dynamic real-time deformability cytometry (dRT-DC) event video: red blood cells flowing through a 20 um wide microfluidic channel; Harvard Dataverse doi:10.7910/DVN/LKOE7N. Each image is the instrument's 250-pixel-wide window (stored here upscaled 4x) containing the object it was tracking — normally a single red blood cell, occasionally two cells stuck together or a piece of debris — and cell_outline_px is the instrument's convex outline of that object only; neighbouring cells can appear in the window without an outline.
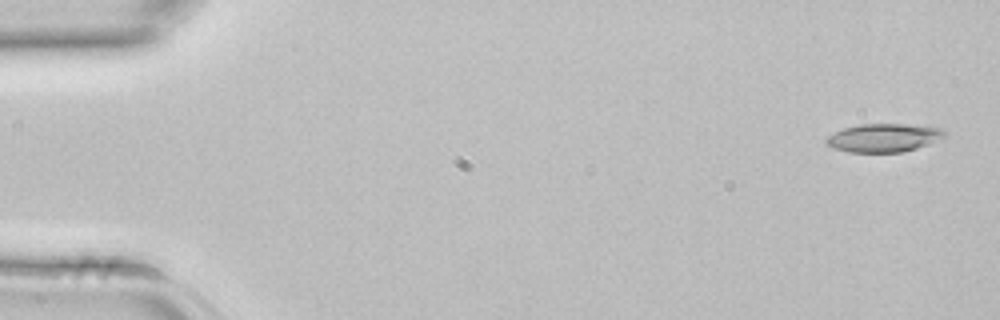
{"species": "common noctule bat (a hibernating species)", "species_latin": "Nyctalus noctula", "temperature_condition": "room temperature", "stored_images_in_passage": 4, "camera_frame_rate_fps": 3000, "um_per_image_px": 0.085, "animal": {"sex": "female", "body_mass_g": 22.7, "forearm_length_mm": 54.2}, "frame": {"image": 1, "passage_image": 1, "time_ms": 0.0, "image_size_px": [1000, 320], "cell_outline_px": [[944, 136], [928, 144], [904, 152], [848, 152], [824, 144], [824, 140], [828, 136], [844, 128], [860, 124], [904, 124], [940, 128], [944, 132]], "centroid_in_image_um": [75.06, 11.72], "position_along_channel_um": 9.9, "area_um2": 19.25}}
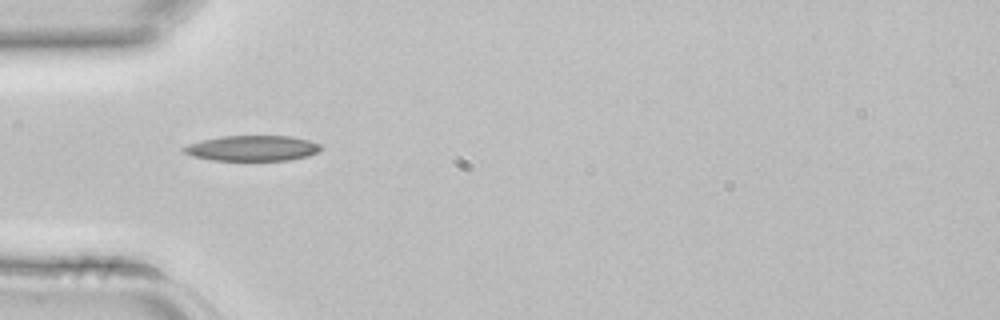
{"frame": {"image": 2, "passage_image": 4, "time_ms": 1.0, "image_size_px": [1000, 320], "cell_outline_px": [[320, 148], [316, 152], [308, 156], [292, 160], [212, 160], [192, 156], [184, 152], [180, 148], [188, 144], [204, 140], [224, 136], [292, 136], [308, 140], [320, 144]], "centroid_in_image_um": [21.44, 12.6], "position_along_channel_um": 63.6, "area_um2": 20.17}}